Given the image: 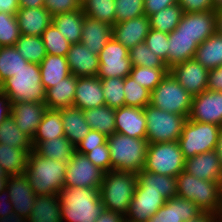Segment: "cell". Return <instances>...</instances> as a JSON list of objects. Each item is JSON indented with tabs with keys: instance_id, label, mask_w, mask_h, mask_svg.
<instances>
[{
	"instance_id": "681fc988",
	"label": "cell",
	"mask_w": 222,
	"mask_h": 222,
	"mask_svg": "<svg viewBox=\"0 0 222 222\" xmlns=\"http://www.w3.org/2000/svg\"><path fill=\"white\" fill-rule=\"evenodd\" d=\"M20 35L16 15L0 13V47L14 46Z\"/></svg>"
},
{
	"instance_id": "f907efd6",
	"label": "cell",
	"mask_w": 222,
	"mask_h": 222,
	"mask_svg": "<svg viewBox=\"0 0 222 222\" xmlns=\"http://www.w3.org/2000/svg\"><path fill=\"white\" fill-rule=\"evenodd\" d=\"M116 23L140 17L144 14V0H115Z\"/></svg>"
},
{
	"instance_id": "be15d7a7",
	"label": "cell",
	"mask_w": 222,
	"mask_h": 222,
	"mask_svg": "<svg viewBox=\"0 0 222 222\" xmlns=\"http://www.w3.org/2000/svg\"><path fill=\"white\" fill-rule=\"evenodd\" d=\"M19 10V0H0V13L16 15Z\"/></svg>"
},
{
	"instance_id": "3957f363",
	"label": "cell",
	"mask_w": 222,
	"mask_h": 222,
	"mask_svg": "<svg viewBox=\"0 0 222 222\" xmlns=\"http://www.w3.org/2000/svg\"><path fill=\"white\" fill-rule=\"evenodd\" d=\"M137 186V174L109 171L104 173L99 188L101 202L106 210L127 215Z\"/></svg>"
},
{
	"instance_id": "8992f818",
	"label": "cell",
	"mask_w": 222,
	"mask_h": 222,
	"mask_svg": "<svg viewBox=\"0 0 222 222\" xmlns=\"http://www.w3.org/2000/svg\"><path fill=\"white\" fill-rule=\"evenodd\" d=\"M0 91L9 97L11 103L44 102L45 89L41 83L39 65L28 62L0 85Z\"/></svg>"
},
{
	"instance_id": "484cf974",
	"label": "cell",
	"mask_w": 222,
	"mask_h": 222,
	"mask_svg": "<svg viewBox=\"0 0 222 222\" xmlns=\"http://www.w3.org/2000/svg\"><path fill=\"white\" fill-rule=\"evenodd\" d=\"M16 17L22 35L41 36L52 23V16L45 7L19 8Z\"/></svg>"
},
{
	"instance_id": "44dd1931",
	"label": "cell",
	"mask_w": 222,
	"mask_h": 222,
	"mask_svg": "<svg viewBox=\"0 0 222 222\" xmlns=\"http://www.w3.org/2000/svg\"><path fill=\"white\" fill-rule=\"evenodd\" d=\"M115 132L146 139V118L144 108L122 106L115 109Z\"/></svg>"
},
{
	"instance_id": "e575fe53",
	"label": "cell",
	"mask_w": 222,
	"mask_h": 222,
	"mask_svg": "<svg viewBox=\"0 0 222 222\" xmlns=\"http://www.w3.org/2000/svg\"><path fill=\"white\" fill-rule=\"evenodd\" d=\"M194 59L208 70L222 66V35L215 32L198 45Z\"/></svg>"
},
{
	"instance_id": "91938a15",
	"label": "cell",
	"mask_w": 222,
	"mask_h": 222,
	"mask_svg": "<svg viewBox=\"0 0 222 222\" xmlns=\"http://www.w3.org/2000/svg\"><path fill=\"white\" fill-rule=\"evenodd\" d=\"M13 213L12 203L7 189L0 192V217Z\"/></svg>"
},
{
	"instance_id": "7a4b0ae2",
	"label": "cell",
	"mask_w": 222,
	"mask_h": 222,
	"mask_svg": "<svg viewBox=\"0 0 222 222\" xmlns=\"http://www.w3.org/2000/svg\"><path fill=\"white\" fill-rule=\"evenodd\" d=\"M66 168V163L43 158L33 150L29 154L25 175L37 196L58 195L64 187Z\"/></svg>"
},
{
	"instance_id": "b9f144b4",
	"label": "cell",
	"mask_w": 222,
	"mask_h": 222,
	"mask_svg": "<svg viewBox=\"0 0 222 222\" xmlns=\"http://www.w3.org/2000/svg\"><path fill=\"white\" fill-rule=\"evenodd\" d=\"M14 46L24 59L30 63L39 65L47 55L41 36L21 34Z\"/></svg>"
},
{
	"instance_id": "83f0119b",
	"label": "cell",
	"mask_w": 222,
	"mask_h": 222,
	"mask_svg": "<svg viewBox=\"0 0 222 222\" xmlns=\"http://www.w3.org/2000/svg\"><path fill=\"white\" fill-rule=\"evenodd\" d=\"M77 77L73 74L59 81L58 84L45 91L44 103L47 109L61 110L72 107L74 102Z\"/></svg>"
},
{
	"instance_id": "2a66077c",
	"label": "cell",
	"mask_w": 222,
	"mask_h": 222,
	"mask_svg": "<svg viewBox=\"0 0 222 222\" xmlns=\"http://www.w3.org/2000/svg\"><path fill=\"white\" fill-rule=\"evenodd\" d=\"M218 215L222 217V205H221V210Z\"/></svg>"
},
{
	"instance_id": "4dcf8cb0",
	"label": "cell",
	"mask_w": 222,
	"mask_h": 222,
	"mask_svg": "<svg viewBox=\"0 0 222 222\" xmlns=\"http://www.w3.org/2000/svg\"><path fill=\"white\" fill-rule=\"evenodd\" d=\"M176 177L155 174L140 170L137 173V186L135 190L159 191L167 200L177 194Z\"/></svg>"
},
{
	"instance_id": "277c9868",
	"label": "cell",
	"mask_w": 222,
	"mask_h": 222,
	"mask_svg": "<svg viewBox=\"0 0 222 222\" xmlns=\"http://www.w3.org/2000/svg\"><path fill=\"white\" fill-rule=\"evenodd\" d=\"M111 157V171L132 172L137 174L144 168L148 141L132 138L120 133L107 137Z\"/></svg>"
},
{
	"instance_id": "f5cc1de1",
	"label": "cell",
	"mask_w": 222,
	"mask_h": 222,
	"mask_svg": "<svg viewBox=\"0 0 222 222\" xmlns=\"http://www.w3.org/2000/svg\"><path fill=\"white\" fill-rule=\"evenodd\" d=\"M85 156L102 171H111V157L107 141L98 148L91 149Z\"/></svg>"
},
{
	"instance_id": "2644e50d",
	"label": "cell",
	"mask_w": 222,
	"mask_h": 222,
	"mask_svg": "<svg viewBox=\"0 0 222 222\" xmlns=\"http://www.w3.org/2000/svg\"><path fill=\"white\" fill-rule=\"evenodd\" d=\"M222 9V0H213V10Z\"/></svg>"
},
{
	"instance_id": "4316f807",
	"label": "cell",
	"mask_w": 222,
	"mask_h": 222,
	"mask_svg": "<svg viewBox=\"0 0 222 222\" xmlns=\"http://www.w3.org/2000/svg\"><path fill=\"white\" fill-rule=\"evenodd\" d=\"M198 44L187 35H178L176 30L168 34V60L165 65L168 69L194 59Z\"/></svg>"
},
{
	"instance_id": "34e18365",
	"label": "cell",
	"mask_w": 222,
	"mask_h": 222,
	"mask_svg": "<svg viewBox=\"0 0 222 222\" xmlns=\"http://www.w3.org/2000/svg\"><path fill=\"white\" fill-rule=\"evenodd\" d=\"M215 222H222V217L217 215V217L215 219Z\"/></svg>"
},
{
	"instance_id": "5bb4252c",
	"label": "cell",
	"mask_w": 222,
	"mask_h": 222,
	"mask_svg": "<svg viewBox=\"0 0 222 222\" xmlns=\"http://www.w3.org/2000/svg\"><path fill=\"white\" fill-rule=\"evenodd\" d=\"M192 121L209 123L222 127V91L206 90L193 96L191 112Z\"/></svg>"
},
{
	"instance_id": "e0dca14e",
	"label": "cell",
	"mask_w": 222,
	"mask_h": 222,
	"mask_svg": "<svg viewBox=\"0 0 222 222\" xmlns=\"http://www.w3.org/2000/svg\"><path fill=\"white\" fill-rule=\"evenodd\" d=\"M6 189L10 196L13 213L28 218L37 198L28 177L25 174L10 175L7 179Z\"/></svg>"
},
{
	"instance_id": "74e56055",
	"label": "cell",
	"mask_w": 222,
	"mask_h": 222,
	"mask_svg": "<svg viewBox=\"0 0 222 222\" xmlns=\"http://www.w3.org/2000/svg\"><path fill=\"white\" fill-rule=\"evenodd\" d=\"M30 152L0 143V165L10 175L25 174Z\"/></svg>"
},
{
	"instance_id": "cb8c5ba5",
	"label": "cell",
	"mask_w": 222,
	"mask_h": 222,
	"mask_svg": "<svg viewBox=\"0 0 222 222\" xmlns=\"http://www.w3.org/2000/svg\"><path fill=\"white\" fill-rule=\"evenodd\" d=\"M184 171L198 179L219 182L222 166L216 151L213 150L185 159Z\"/></svg>"
},
{
	"instance_id": "db71d44e",
	"label": "cell",
	"mask_w": 222,
	"mask_h": 222,
	"mask_svg": "<svg viewBox=\"0 0 222 222\" xmlns=\"http://www.w3.org/2000/svg\"><path fill=\"white\" fill-rule=\"evenodd\" d=\"M44 7L54 17L58 14L81 9V3L78 0H44Z\"/></svg>"
},
{
	"instance_id": "4fadbf2b",
	"label": "cell",
	"mask_w": 222,
	"mask_h": 222,
	"mask_svg": "<svg viewBox=\"0 0 222 222\" xmlns=\"http://www.w3.org/2000/svg\"><path fill=\"white\" fill-rule=\"evenodd\" d=\"M175 30L178 35H187L200 45L216 32L215 11L184 12Z\"/></svg>"
},
{
	"instance_id": "e7e4bbea",
	"label": "cell",
	"mask_w": 222,
	"mask_h": 222,
	"mask_svg": "<svg viewBox=\"0 0 222 222\" xmlns=\"http://www.w3.org/2000/svg\"><path fill=\"white\" fill-rule=\"evenodd\" d=\"M216 217H217V214H214L212 212L202 211L195 218L188 221H184V222H215Z\"/></svg>"
},
{
	"instance_id": "bcb514c9",
	"label": "cell",
	"mask_w": 222,
	"mask_h": 222,
	"mask_svg": "<svg viewBox=\"0 0 222 222\" xmlns=\"http://www.w3.org/2000/svg\"><path fill=\"white\" fill-rule=\"evenodd\" d=\"M103 95L105 98V105L110 108H120L125 106L124 95V78L111 77L101 79Z\"/></svg>"
},
{
	"instance_id": "9c48e42d",
	"label": "cell",
	"mask_w": 222,
	"mask_h": 222,
	"mask_svg": "<svg viewBox=\"0 0 222 222\" xmlns=\"http://www.w3.org/2000/svg\"><path fill=\"white\" fill-rule=\"evenodd\" d=\"M220 128L188 118L178 139L184 159L215 150Z\"/></svg>"
},
{
	"instance_id": "1f68e13d",
	"label": "cell",
	"mask_w": 222,
	"mask_h": 222,
	"mask_svg": "<svg viewBox=\"0 0 222 222\" xmlns=\"http://www.w3.org/2000/svg\"><path fill=\"white\" fill-rule=\"evenodd\" d=\"M28 222H63L58 195H38Z\"/></svg>"
},
{
	"instance_id": "753ad0ef",
	"label": "cell",
	"mask_w": 222,
	"mask_h": 222,
	"mask_svg": "<svg viewBox=\"0 0 222 222\" xmlns=\"http://www.w3.org/2000/svg\"><path fill=\"white\" fill-rule=\"evenodd\" d=\"M9 175L5 172V170L0 165V178H8Z\"/></svg>"
},
{
	"instance_id": "9a60e30c",
	"label": "cell",
	"mask_w": 222,
	"mask_h": 222,
	"mask_svg": "<svg viewBox=\"0 0 222 222\" xmlns=\"http://www.w3.org/2000/svg\"><path fill=\"white\" fill-rule=\"evenodd\" d=\"M169 72L192 96L207 90L209 70L195 59L177 64Z\"/></svg>"
},
{
	"instance_id": "6f0895ef",
	"label": "cell",
	"mask_w": 222,
	"mask_h": 222,
	"mask_svg": "<svg viewBox=\"0 0 222 222\" xmlns=\"http://www.w3.org/2000/svg\"><path fill=\"white\" fill-rule=\"evenodd\" d=\"M176 3L178 0H144V14L149 17Z\"/></svg>"
},
{
	"instance_id": "8fae6325",
	"label": "cell",
	"mask_w": 222,
	"mask_h": 222,
	"mask_svg": "<svg viewBox=\"0 0 222 222\" xmlns=\"http://www.w3.org/2000/svg\"><path fill=\"white\" fill-rule=\"evenodd\" d=\"M98 57L100 65L97 76L100 79L125 78L130 75L132 64L129 49L117 42L113 37L106 43Z\"/></svg>"
},
{
	"instance_id": "003e7915",
	"label": "cell",
	"mask_w": 222,
	"mask_h": 222,
	"mask_svg": "<svg viewBox=\"0 0 222 222\" xmlns=\"http://www.w3.org/2000/svg\"><path fill=\"white\" fill-rule=\"evenodd\" d=\"M0 222H28L27 218L22 217L19 214H9L7 216L0 217Z\"/></svg>"
},
{
	"instance_id": "8d00e7d4",
	"label": "cell",
	"mask_w": 222,
	"mask_h": 222,
	"mask_svg": "<svg viewBox=\"0 0 222 222\" xmlns=\"http://www.w3.org/2000/svg\"><path fill=\"white\" fill-rule=\"evenodd\" d=\"M64 135L61 110L47 109L32 139L35 148L40 142L55 139Z\"/></svg>"
},
{
	"instance_id": "d590c367",
	"label": "cell",
	"mask_w": 222,
	"mask_h": 222,
	"mask_svg": "<svg viewBox=\"0 0 222 222\" xmlns=\"http://www.w3.org/2000/svg\"><path fill=\"white\" fill-rule=\"evenodd\" d=\"M84 119L91 130L98 131L109 137L115 133V109L107 105L83 110Z\"/></svg>"
},
{
	"instance_id": "11a10c76",
	"label": "cell",
	"mask_w": 222,
	"mask_h": 222,
	"mask_svg": "<svg viewBox=\"0 0 222 222\" xmlns=\"http://www.w3.org/2000/svg\"><path fill=\"white\" fill-rule=\"evenodd\" d=\"M107 141V136L104 134L90 130V132L77 144L76 152L85 155L90 152L91 149L98 148Z\"/></svg>"
},
{
	"instance_id": "ac0fdd59",
	"label": "cell",
	"mask_w": 222,
	"mask_h": 222,
	"mask_svg": "<svg viewBox=\"0 0 222 222\" xmlns=\"http://www.w3.org/2000/svg\"><path fill=\"white\" fill-rule=\"evenodd\" d=\"M46 110L44 102H16L11 105V116L17 127L33 139Z\"/></svg>"
},
{
	"instance_id": "603a6c76",
	"label": "cell",
	"mask_w": 222,
	"mask_h": 222,
	"mask_svg": "<svg viewBox=\"0 0 222 222\" xmlns=\"http://www.w3.org/2000/svg\"><path fill=\"white\" fill-rule=\"evenodd\" d=\"M66 58L70 72L74 76H97L100 65L99 57L81 42L71 44Z\"/></svg>"
},
{
	"instance_id": "ba28073f",
	"label": "cell",
	"mask_w": 222,
	"mask_h": 222,
	"mask_svg": "<svg viewBox=\"0 0 222 222\" xmlns=\"http://www.w3.org/2000/svg\"><path fill=\"white\" fill-rule=\"evenodd\" d=\"M146 118V140L149 144L159 142H176L181 136L187 117L169 113L147 105L144 108Z\"/></svg>"
},
{
	"instance_id": "f6af8a7d",
	"label": "cell",
	"mask_w": 222,
	"mask_h": 222,
	"mask_svg": "<svg viewBox=\"0 0 222 222\" xmlns=\"http://www.w3.org/2000/svg\"><path fill=\"white\" fill-rule=\"evenodd\" d=\"M168 72V68L132 66L130 76L142 87L148 89L149 91H153L154 88L168 74Z\"/></svg>"
},
{
	"instance_id": "ab89813d",
	"label": "cell",
	"mask_w": 222,
	"mask_h": 222,
	"mask_svg": "<svg viewBox=\"0 0 222 222\" xmlns=\"http://www.w3.org/2000/svg\"><path fill=\"white\" fill-rule=\"evenodd\" d=\"M183 13V9L178 3L164 8L158 13L149 16L150 28L169 34L175 30Z\"/></svg>"
},
{
	"instance_id": "94428289",
	"label": "cell",
	"mask_w": 222,
	"mask_h": 222,
	"mask_svg": "<svg viewBox=\"0 0 222 222\" xmlns=\"http://www.w3.org/2000/svg\"><path fill=\"white\" fill-rule=\"evenodd\" d=\"M11 105L9 97L0 91V124L11 115Z\"/></svg>"
},
{
	"instance_id": "f546056e",
	"label": "cell",
	"mask_w": 222,
	"mask_h": 222,
	"mask_svg": "<svg viewBox=\"0 0 222 222\" xmlns=\"http://www.w3.org/2000/svg\"><path fill=\"white\" fill-rule=\"evenodd\" d=\"M61 119L64 135L74 146H77L91 130L80 108L72 106L61 109Z\"/></svg>"
},
{
	"instance_id": "816d5d0a",
	"label": "cell",
	"mask_w": 222,
	"mask_h": 222,
	"mask_svg": "<svg viewBox=\"0 0 222 222\" xmlns=\"http://www.w3.org/2000/svg\"><path fill=\"white\" fill-rule=\"evenodd\" d=\"M144 43L164 62L168 60V34L150 28Z\"/></svg>"
},
{
	"instance_id": "8c879c8a",
	"label": "cell",
	"mask_w": 222,
	"mask_h": 222,
	"mask_svg": "<svg viewBox=\"0 0 222 222\" xmlns=\"http://www.w3.org/2000/svg\"><path fill=\"white\" fill-rule=\"evenodd\" d=\"M8 178H0V192L6 189Z\"/></svg>"
},
{
	"instance_id": "7402d4cb",
	"label": "cell",
	"mask_w": 222,
	"mask_h": 222,
	"mask_svg": "<svg viewBox=\"0 0 222 222\" xmlns=\"http://www.w3.org/2000/svg\"><path fill=\"white\" fill-rule=\"evenodd\" d=\"M105 105L101 79L98 76L77 77L73 106L82 111Z\"/></svg>"
},
{
	"instance_id": "2e32d148",
	"label": "cell",
	"mask_w": 222,
	"mask_h": 222,
	"mask_svg": "<svg viewBox=\"0 0 222 222\" xmlns=\"http://www.w3.org/2000/svg\"><path fill=\"white\" fill-rule=\"evenodd\" d=\"M167 199L154 190H135L125 222H148Z\"/></svg>"
},
{
	"instance_id": "7c38bea8",
	"label": "cell",
	"mask_w": 222,
	"mask_h": 222,
	"mask_svg": "<svg viewBox=\"0 0 222 222\" xmlns=\"http://www.w3.org/2000/svg\"><path fill=\"white\" fill-rule=\"evenodd\" d=\"M104 173L85 155L75 152L67 164L64 187L100 188Z\"/></svg>"
},
{
	"instance_id": "f1b7e54d",
	"label": "cell",
	"mask_w": 222,
	"mask_h": 222,
	"mask_svg": "<svg viewBox=\"0 0 222 222\" xmlns=\"http://www.w3.org/2000/svg\"><path fill=\"white\" fill-rule=\"evenodd\" d=\"M39 68L45 91L71 75L67 58L59 55L47 54L39 64Z\"/></svg>"
},
{
	"instance_id": "7dc6e473",
	"label": "cell",
	"mask_w": 222,
	"mask_h": 222,
	"mask_svg": "<svg viewBox=\"0 0 222 222\" xmlns=\"http://www.w3.org/2000/svg\"><path fill=\"white\" fill-rule=\"evenodd\" d=\"M125 106L145 108L150 103L151 91L136 83L129 75L124 78Z\"/></svg>"
},
{
	"instance_id": "30bf717a",
	"label": "cell",
	"mask_w": 222,
	"mask_h": 222,
	"mask_svg": "<svg viewBox=\"0 0 222 222\" xmlns=\"http://www.w3.org/2000/svg\"><path fill=\"white\" fill-rule=\"evenodd\" d=\"M185 159L178 141L148 144L143 170L176 177L184 170Z\"/></svg>"
},
{
	"instance_id": "03108f58",
	"label": "cell",
	"mask_w": 222,
	"mask_h": 222,
	"mask_svg": "<svg viewBox=\"0 0 222 222\" xmlns=\"http://www.w3.org/2000/svg\"><path fill=\"white\" fill-rule=\"evenodd\" d=\"M44 7V0H19V8Z\"/></svg>"
},
{
	"instance_id": "89a4df30",
	"label": "cell",
	"mask_w": 222,
	"mask_h": 222,
	"mask_svg": "<svg viewBox=\"0 0 222 222\" xmlns=\"http://www.w3.org/2000/svg\"><path fill=\"white\" fill-rule=\"evenodd\" d=\"M216 154L219 157L220 165L222 166V127L220 128L217 144L215 148Z\"/></svg>"
},
{
	"instance_id": "c3c4849f",
	"label": "cell",
	"mask_w": 222,
	"mask_h": 222,
	"mask_svg": "<svg viewBox=\"0 0 222 222\" xmlns=\"http://www.w3.org/2000/svg\"><path fill=\"white\" fill-rule=\"evenodd\" d=\"M129 57L132 66L167 68L165 62L159 56L152 53L144 42L131 48L129 50Z\"/></svg>"
},
{
	"instance_id": "a7ac6f4b",
	"label": "cell",
	"mask_w": 222,
	"mask_h": 222,
	"mask_svg": "<svg viewBox=\"0 0 222 222\" xmlns=\"http://www.w3.org/2000/svg\"><path fill=\"white\" fill-rule=\"evenodd\" d=\"M216 33L222 35V9L215 10Z\"/></svg>"
},
{
	"instance_id": "ee69618b",
	"label": "cell",
	"mask_w": 222,
	"mask_h": 222,
	"mask_svg": "<svg viewBox=\"0 0 222 222\" xmlns=\"http://www.w3.org/2000/svg\"><path fill=\"white\" fill-rule=\"evenodd\" d=\"M47 54L66 57L71 43L60 34L58 28L51 23L41 35Z\"/></svg>"
},
{
	"instance_id": "6125c7cd",
	"label": "cell",
	"mask_w": 222,
	"mask_h": 222,
	"mask_svg": "<svg viewBox=\"0 0 222 222\" xmlns=\"http://www.w3.org/2000/svg\"><path fill=\"white\" fill-rule=\"evenodd\" d=\"M95 222H125V217L120 213L104 209Z\"/></svg>"
},
{
	"instance_id": "6da1fadb",
	"label": "cell",
	"mask_w": 222,
	"mask_h": 222,
	"mask_svg": "<svg viewBox=\"0 0 222 222\" xmlns=\"http://www.w3.org/2000/svg\"><path fill=\"white\" fill-rule=\"evenodd\" d=\"M58 196L63 222H95L105 209L99 188L63 187Z\"/></svg>"
},
{
	"instance_id": "b9fcfbb0",
	"label": "cell",
	"mask_w": 222,
	"mask_h": 222,
	"mask_svg": "<svg viewBox=\"0 0 222 222\" xmlns=\"http://www.w3.org/2000/svg\"><path fill=\"white\" fill-rule=\"evenodd\" d=\"M81 4L83 3V2H85L86 0H78Z\"/></svg>"
},
{
	"instance_id": "11e5206c",
	"label": "cell",
	"mask_w": 222,
	"mask_h": 222,
	"mask_svg": "<svg viewBox=\"0 0 222 222\" xmlns=\"http://www.w3.org/2000/svg\"><path fill=\"white\" fill-rule=\"evenodd\" d=\"M219 184H220L221 189H222V171H221V178H220V180H219Z\"/></svg>"
},
{
	"instance_id": "60d3db41",
	"label": "cell",
	"mask_w": 222,
	"mask_h": 222,
	"mask_svg": "<svg viewBox=\"0 0 222 222\" xmlns=\"http://www.w3.org/2000/svg\"><path fill=\"white\" fill-rule=\"evenodd\" d=\"M85 16L114 26L115 0H86L81 4Z\"/></svg>"
},
{
	"instance_id": "f35d334b",
	"label": "cell",
	"mask_w": 222,
	"mask_h": 222,
	"mask_svg": "<svg viewBox=\"0 0 222 222\" xmlns=\"http://www.w3.org/2000/svg\"><path fill=\"white\" fill-rule=\"evenodd\" d=\"M0 143L29 152L34 150L32 139L17 127L11 115L0 124Z\"/></svg>"
},
{
	"instance_id": "680465c9",
	"label": "cell",
	"mask_w": 222,
	"mask_h": 222,
	"mask_svg": "<svg viewBox=\"0 0 222 222\" xmlns=\"http://www.w3.org/2000/svg\"><path fill=\"white\" fill-rule=\"evenodd\" d=\"M207 89L212 91H222V66L209 70Z\"/></svg>"
},
{
	"instance_id": "836d02e7",
	"label": "cell",
	"mask_w": 222,
	"mask_h": 222,
	"mask_svg": "<svg viewBox=\"0 0 222 222\" xmlns=\"http://www.w3.org/2000/svg\"><path fill=\"white\" fill-rule=\"evenodd\" d=\"M34 151L43 158L55 159L68 164L76 152L74 146L65 136L40 142Z\"/></svg>"
},
{
	"instance_id": "9f6ffc18",
	"label": "cell",
	"mask_w": 222,
	"mask_h": 222,
	"mask_svg": "<svg viewBox=\"0 0 222 222\" xmlns=\"http://www.w3.org/2000/svg\"><path fill=\"white\" fill-rule=\"evenodd\" d=\"M183 12L213 10V0H178Z\"/></svg>"
},
{
	"instance_id": "52a82bcc",
	"label": "cell",
	"mask_w": 222,
	"mask_h": 222,
	"mask_svg": "<svg viewBox=\"0 0 222 222\" xmlns=\"http://www.w3.org/2000/svg\"><path fill=\"white\" fill-rule=\"evenodd\" d=\"M193 96L168 72L151 91L150 105L169 113L189 117Z\"/></svg>"
},
{
	"instance_id": "d6a6232c",
	"label": "cell",
	"mask_w": 222,
	"mask_h": 222,
	"mask_svg": "<svg viewBox=\"0 0 222 222\" xmlns=\"http://www.w3.org/2000/svg\"><path fill=\"white\" fill-rule=\"evenodd\" d=\"M84 12L81 9L58 14L52 17V23L58 28L60 34L71 43H80L84 22Z\"/></svg>"
},
{
	"instance_id": "7bdbcfd3",
	"label": "cell",
	"mask_w": 222,
	"mask_h": 222,
	"mask_svg": "<svg viewBox=\"0 0 222 222\" xmlns=\"http://www.w3.org/2000/svg\"><path fill=\"white\" fill-rule=\"evenodd\" d=\"M27 63L15 46L0 47V85Z\"/></svg>"
},
{
	"instance_id": "5b68a950",
	"label": "cell",
	"mask_w": 222,
	"mask_h": 222,
	"mask_svg": "<svg viewBox=\"0 0 222 222\" xmlns=\"http://www.w3.org/2000/svg\"><path fill=\"white\" fill-rule=\"evenodd\" d=\"M176 196L190 200L202 211L219 214L222 205V189L219 182H212L185 172L176 176Z\"/></svg>"
},
{
	"instance_id": "ffe728a7",
	"label": "cell",
	"mask_w": 222,
	"mask_h": 222,
	"mask_svg": "<svg viewBox=\"0 0 222 222\" xmlns=\"http://www.w3.org/2000/svg\"><path fill=\"white\" fill-rule=\"evenodd\" d=\"M150 30L149 17L142 15L113 26L112 37L127 49L143 43Z\"/></svg>"
},
{
	"instance_id": "d6986e66",
	"label": "cell",
	"mask_w": 222,
	"mask_h": 222,
	"mask_svg": "<svg viewBox=\"0 0 222 222\" xmlns=\"http://www.w3.org/2000/svg\"><path fill=\"white\" fill-rule=\"evenodd\" d=\"M202 210L192 201L175 196L149 219L148 222H184L198 216Z\"/></svg>"
},
{
	"instance_id": "d4e9b609",
	"label": "cell",
	"mask_w": 222,
	"mask_h": 222,
	"mask_svg": "<svg viewBox=\"0 0 222 222\" xmlns=\"http://www.w3.org/2000/svg\"><path fill=\"white\" fill-rule=\"evenodd\" d=\"M113 26L99 20L84 17L80 42L99 56L106 43L112 38Z\"/></svg>"
}]
</instances>
